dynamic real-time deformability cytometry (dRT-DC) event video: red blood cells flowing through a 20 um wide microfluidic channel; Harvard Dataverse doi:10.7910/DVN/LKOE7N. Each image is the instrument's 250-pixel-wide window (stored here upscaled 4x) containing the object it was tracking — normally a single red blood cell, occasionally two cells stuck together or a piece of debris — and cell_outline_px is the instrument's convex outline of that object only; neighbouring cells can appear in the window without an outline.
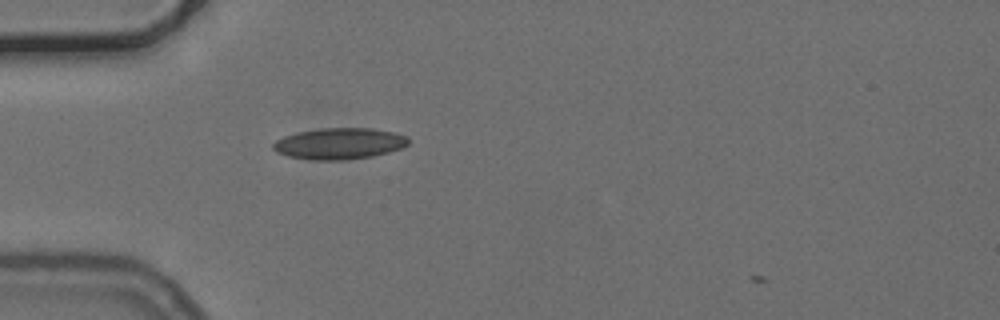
{"species": "common noctule bat (a hibernating species)", "species_latin": "Nyctalus noctula", "temperature_condition": "cold", "stored_images_in_passage": 3, "camera_frame_rate_fps": 3000, "um_per_image_px": 0.085, "animal": {"sex": "female", "body_mass_g": 24.6, "forearm_length_mm": 56.2}, "frame": {"image": 1, "passage_image": 2, "time_ms": 0.333, "image_size_px": [1000, 320], "cell_outline_px": [[408, 144], [404, 148], [372, 156], [344, 160], [312, 160], [288, 156], [276, 152], [272, 148], [272, 144], [276, 140], [284, 136], [296, 132], [320, 128], [372, 128], [396, 132], [408, 136]], "centroid_in_image_um": [28.85, 12.2], "position_along_channel_um": 56.1, "area_um2": 24.91}}